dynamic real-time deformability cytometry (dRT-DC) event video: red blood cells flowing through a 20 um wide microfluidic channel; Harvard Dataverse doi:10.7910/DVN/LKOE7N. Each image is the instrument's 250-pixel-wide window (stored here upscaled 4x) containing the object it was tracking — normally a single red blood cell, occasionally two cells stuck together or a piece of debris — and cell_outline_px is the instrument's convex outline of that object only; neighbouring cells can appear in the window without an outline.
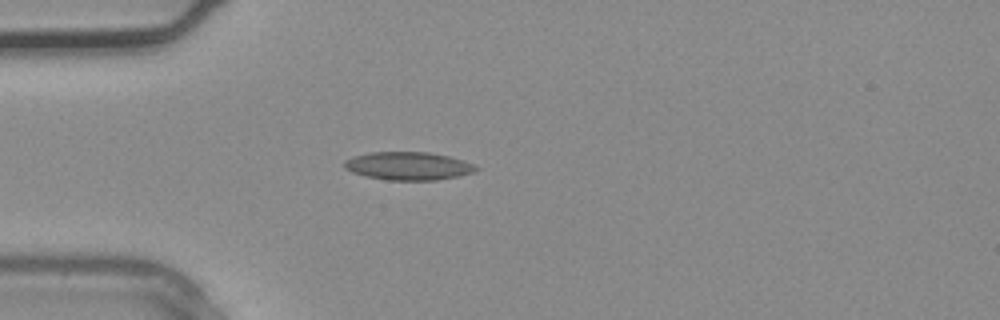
{"species": "common noctule bat (a hibernating species)", "species_latin": "Nyctalus noctula", "temperature_condition": "warm", "stored_images_in_passage": 1, "camera_frame_rate_fps": 3000, "um_per_image_px": 0.085, "animal": {"sex": "male", "body_mass_g": 20.4}, "frame": {"image": 1, "passage_image": 1, "time_ms": 0.0, "image_size_px": [1000, 320], "cell_outline_px": [[480, 168], [472, 172], [456, 176], [436, 180], [388, 180], [368, 176], [352, 172], [344, 168], [344, 160], [352, 156], [368, 152], [428, 152], [448, 156], [472, 164]], "centroid_in_image_um": [34.64, 14.1], "position_along_channel_um": 50.4, "area_um2": 21.33}}